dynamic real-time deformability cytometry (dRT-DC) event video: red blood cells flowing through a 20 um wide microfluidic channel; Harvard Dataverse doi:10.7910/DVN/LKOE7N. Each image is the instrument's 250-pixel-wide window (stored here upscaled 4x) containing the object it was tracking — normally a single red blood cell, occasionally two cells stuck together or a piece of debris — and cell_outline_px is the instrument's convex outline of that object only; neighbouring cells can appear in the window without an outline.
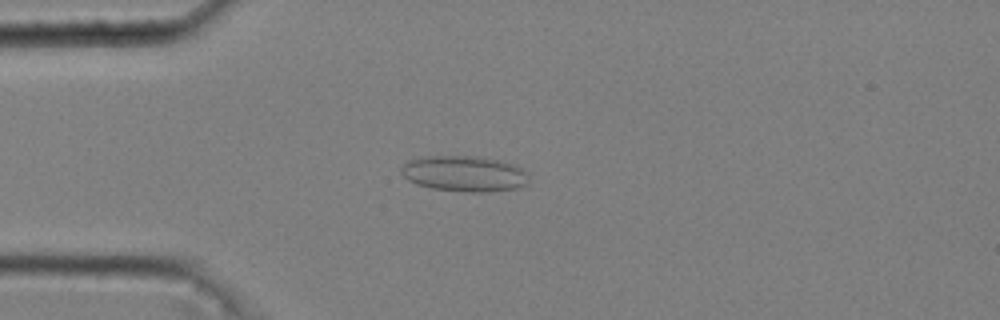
{"species": "common noctule bat (a hibernating species)", "species_latin": "Nyctalus noctula", "temperature_condition": "cold", "stored_images_in_passage": 49, "camera_frame_rate_fps": 3000, "um_per_image_px": 0.085, "animal": {"sex": "male", "body_mass_g": 20.4}, "frame": {"image": 1, "passage_image": 11, "time_ms": 3.333, "image_size_px": [1000, 320], "cell_outline_px": [[528, 184], [520, 188], [492, 192], [468, 192], [432, 188], [416, 184], [408, 180], [400, 172], [400, 168], [408, 160], [428, 156], [476, 156], [496, 160], [512, 164], [528, 172]], "centroid_in_image_um": [39.48, 14.77], "position_along_channel_um": 45.5, "area_um2": 26.7}}
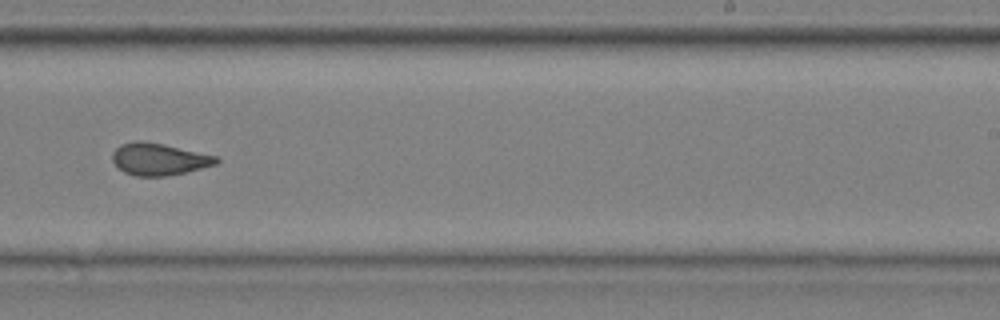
{"frame": {"image": 2, "passage_image": 31, "time_ms": 10.0, "image_size_px": [1000, 320], "cell_outline_px": [[220, 160], [216, 164], [184, 172], [164, 176], [136, 176], [124, 172], [112, 160], [112, 152], [120, 144], [132, 140], [144, 140], [164, 144], [216, 156]], "centroid_in_image_um": [13.46, 13.51], "position_along_channel_um": 275.5, "area_um2": 19.31}}
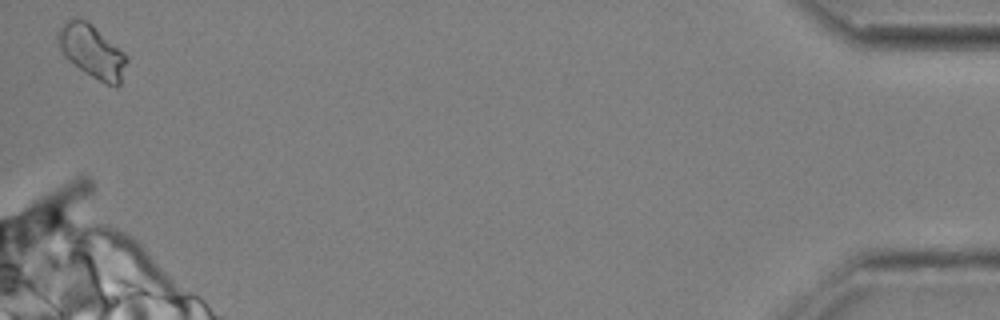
{"frame": {"image": 3, "passage_image": 49, "time_ms": 16.0, "image_size_px": [1000, 320], "cell_outline_px": [[128, 60], [120, 84], [116, 88], [84, 72], [60, 48], [56, 36], [56, 32], [68, 20], [88, 20], [124, 52], [128, 56]], "centroid_in_image_um": [7.88, 4.36], "position_along_channel_um": 427.3, "area_um2": 20.69}, "authors_computed_cell_mechanics": {"area_um2": 20.1144, "velocity_mm_per_s": 3.6792, "shape_relaxation_time_tau1_ms": null, "shape_relaxation_time_tau2_ms": 1.4365, "deformation_change_tau1": null, "deformation_change_tau2": 0.0653}}